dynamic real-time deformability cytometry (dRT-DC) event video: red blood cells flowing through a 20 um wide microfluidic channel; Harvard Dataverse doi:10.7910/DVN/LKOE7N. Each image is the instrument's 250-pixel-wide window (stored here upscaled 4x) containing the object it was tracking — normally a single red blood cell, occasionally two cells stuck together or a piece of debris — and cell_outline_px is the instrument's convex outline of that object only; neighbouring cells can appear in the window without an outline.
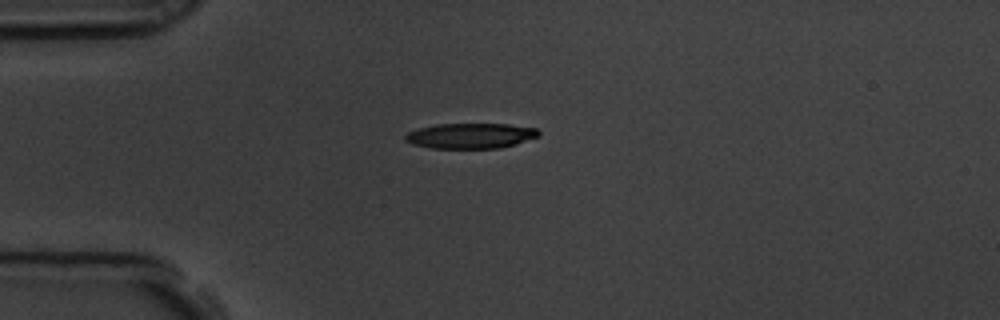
{"species": "common noctule bat (a hibernating species)", "species_latin": "Nyctalus noctula", "temperature_condition": "room temperature", "stored_images_in_passage": 12, "camera_frame_rate_fps": 3000, "um_per_image_px": 0.085, "animal": {"sex": "male", "body_mass_g": 19.5, "forearm_length_mm": 54.6}, "frame": {"image": 1, "passage_image": 1, "time_ms": 0.0, "image_size_px": [1000, 320], "cell_outline_px": [[540, 136], [516, 144], [500, 148], [432, 148], [416, 144], [404, 140], [404, 136], [408, 132], [420, 128], [436, 124], [508, 124], [536, 128], [540, 132]], "centroid_in_image_um": [40.04, 11.54], "position_along_channel_um": 45.0, "area_um2": 19.59}}
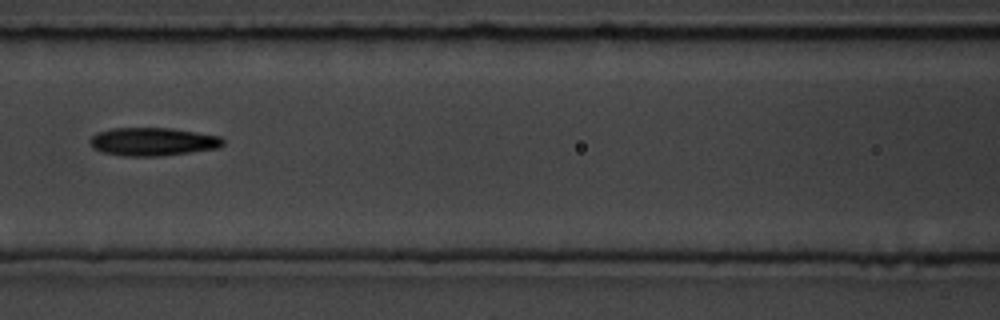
{"frame": {"image": 2, "passage_image": 4, "time_ms": 1.0, "image_size_px": [1000, 320], "cell_outline_px": [[224, 144], [216, 148], [160, 156], [124, 156], [104, 152], [96, 148], [92, 144], [92, 136], [96, 132], [112, 128], [172, 128], [220, 136], [224, 140]], "centroid_in_image_um": [13.01, 12.03], "position_along_channel_um": 153.6, "area_um2": 21.5}}
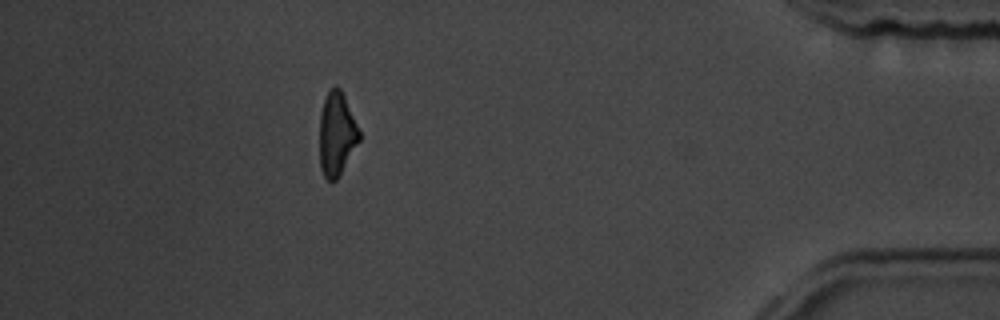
{"frame": {"image": 3, "passage_image": 11, "time_ms": 3.333, "image_size_px": [1000, 320], "cell_outline_px": [[360, 140], [336, 180], [328, 180], [324, 176], [320, 168], [320, 112], [324, 100], [328, 92], [336, 84], [340, 88], [344, 96], [360, 132]], "centroid_in_image_um": [28.61, 11.38], "position_along_channel_um": 406.6, "area_um2": 19.02}}